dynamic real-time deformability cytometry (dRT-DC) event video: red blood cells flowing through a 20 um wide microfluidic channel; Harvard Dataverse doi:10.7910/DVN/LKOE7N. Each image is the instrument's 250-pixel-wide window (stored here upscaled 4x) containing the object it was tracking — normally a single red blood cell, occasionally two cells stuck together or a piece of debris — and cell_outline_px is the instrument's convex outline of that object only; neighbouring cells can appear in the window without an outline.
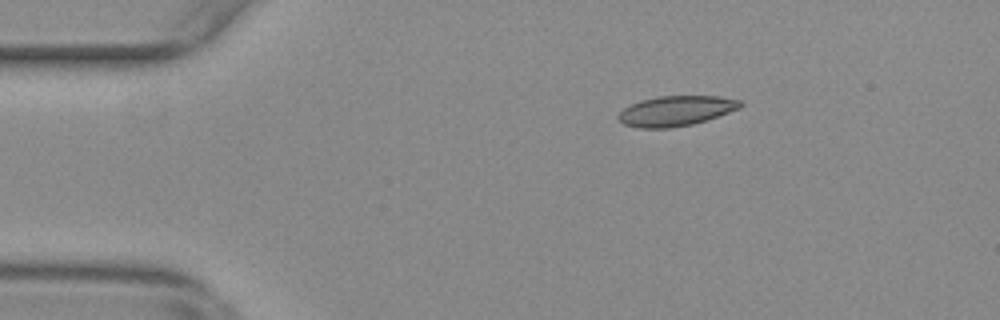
{"species": "common noctule bat (a hibernating species)", "species_latin": "Nyctalus noctula", "temperature_condition": "warm", "stored_images_in_passage": 56, "camera_frame_rate_fps": 3000, "um_per_image_px": 0.085, "animal": {"sex": "female", "body_mass_g": 29.2, "forearm_length_mm": 56.3}, "frame": {"image": 1, "passage_image": 10, "time_ms": 3.0, "image_size_px": [1000, 320], "cell_outline_px": [[744, 104], [740, 108], [692, 124], [668, 128], [640, 128], [624, 124], [616, 116], [624, 108], [640, 100], [656, 96], [720, 96], [740, 100]], "centroid_in_image_um": [57.44, 9.41], "position_along_channel_um": 27.6, "area_um2": 21.21}}
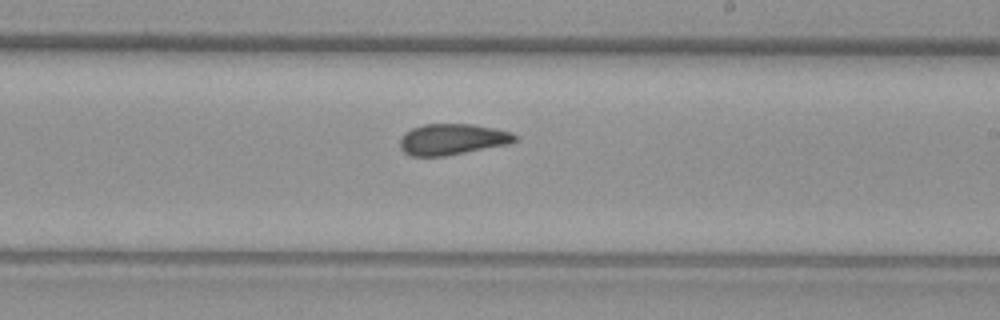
{"frame": {"image": 2, "passage_image": 33, "time_ms": 10.667, "image_size_px": [1000, 320], "cell_outline_px": [[516, 140], [508, 144], [448, 156], [412, 156], [404, 152], [400, 148], [400, 140], [404, 132], [412, 128], [424, 124], [472, 124], [496, 128], [512, 132], [516, 136]], "centroid_in_image_um": [38.44, 11.84], "position_along_channel_um": 250.6, "area_um2": 20.92}}
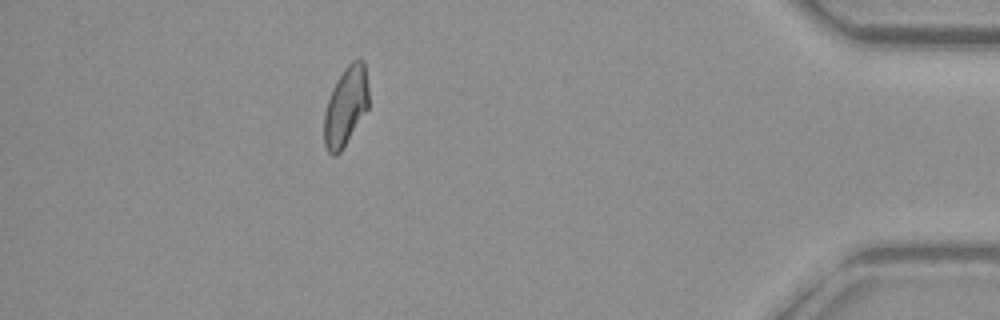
{"frame": {"image": 3, "passage_image": 50, "time_ms": 16.333, "image_size_px": [1000, 320], "cell_outline_px": [[368, 108], [340, 152], [336, 156], [332, 156], [328, 152], [324, 144], [324, 112], [332, 88], [336, 80], [344, 68], [352, 60], [364, 60], [368, 88]], "centroid_in_image_um": [29.37, 9.03], "position_along_channel_um": 405.8, "area_um2": 20.46}, "authors_computed_cell_mechanics": {"area_um2": 21.1548, "velocity_mm_per_s": 3.6933, "shape_relaxation_time_tau1_ms": null, "shape_relaxation_time_tau2_ms": 2.1149, "deformation_change_tau1": null, "deformation_change_tau2": 0.0712}}